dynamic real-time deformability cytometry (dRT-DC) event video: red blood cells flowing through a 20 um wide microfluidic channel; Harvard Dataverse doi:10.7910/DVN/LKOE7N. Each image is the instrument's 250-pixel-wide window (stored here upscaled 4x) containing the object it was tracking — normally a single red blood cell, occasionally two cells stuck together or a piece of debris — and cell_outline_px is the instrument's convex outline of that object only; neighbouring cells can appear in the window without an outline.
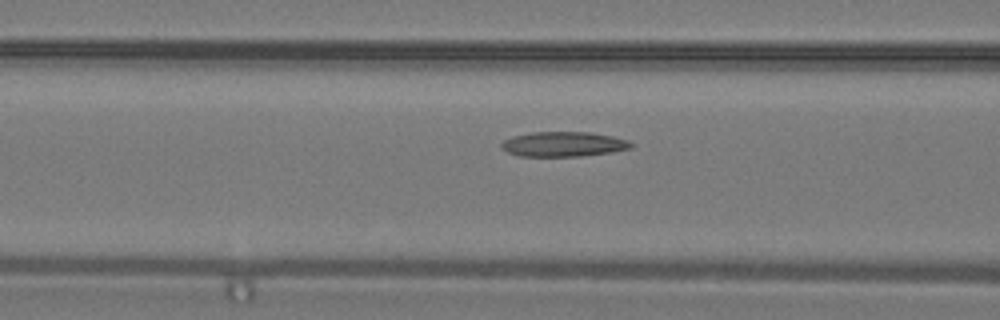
{"species": "common noctule bat (a hibernating species)", "species_latin": "Nyctalus noctula", "temperature_condition": "warm", "stored_images_in_passage": 15, "camera_frame_rate_fps": 3000, "um_per_image_px": 0.085, "animal": {"sex": "male", "body_mass_g": 19.2, "forearm_length_mm": 51.8}, "frame": {"image": 1, "passage_image": 13, "time_ms": 4.0, "image_size_px": [1000, 320], "cell_outline_px": [[632, 148], [612, 152], [580, 156], [520, 156], [508, 152], [500, 148], [500, 144], [504, 140], [512, 136], [532, 132], [588, 132], [612, 136], [628, 140], [632, 144]], "centroid_in_image_um": [47.87, 12.25], "position_along_channel_um": 118.7, "area_um2": 18.79}}